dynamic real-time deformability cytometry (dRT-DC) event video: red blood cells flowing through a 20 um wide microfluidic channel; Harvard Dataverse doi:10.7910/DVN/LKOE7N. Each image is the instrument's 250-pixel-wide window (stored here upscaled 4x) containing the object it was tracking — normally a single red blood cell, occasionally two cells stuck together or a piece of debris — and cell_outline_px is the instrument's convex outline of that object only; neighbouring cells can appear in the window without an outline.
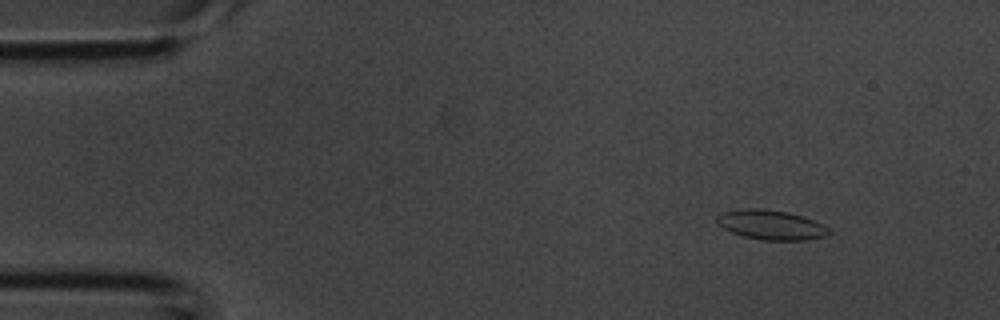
{"species": "common noctule bat (a hibernating species)", "species_latin": "Nyctalus noctula", "temperature_condition": "room temperature", "stored_images_in_passage": 5, "camera_frame_rate_fps": 3000, "um_per_image_px": 0.085, "animal": {"sex": "male", "body_mass_g": 20.1, "forearm_length_mm": 53.5}, "frame": {"image": 1, "passage_image": 2, "time_ms": 0.333, "image_size_px": [1000, 320], "cell_outline_px": [[832, 232], [824, 236], [808, 240], [764, 240], [744, 236], [732, 232], [716, 224], [716, 216], [724, 212], [744, 208], [756, 208], [788, 212], [824, 224]], "centroid_in_image_um": [65.53, 19.12], "position_along_channel_um": 19.5, "area_um2": 19.19}}
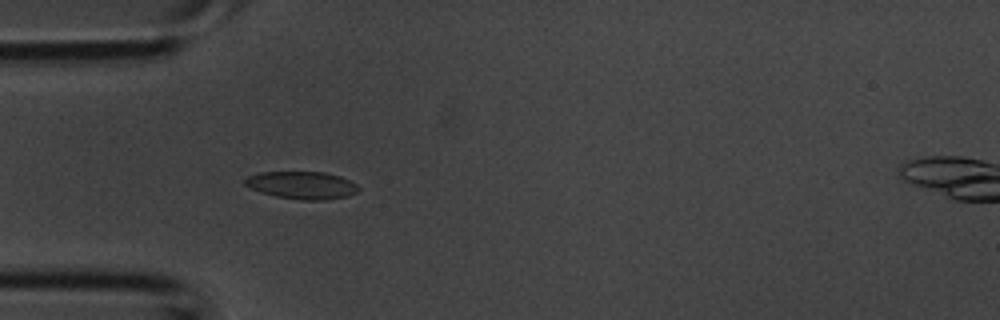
{"frame": {"image": 2, "passage_image": 4, "time_ms": 1.0, "image_size_px": [1000, 320], "cell_outline_px": [[360, 188], [356, 192], [348, 196], [324, 200], [300, 200], [276, 196], [260, 192], [244, 184], [244, 180], [248, 176], [260, 172], [324, 172], [340, 176], [356, 184]], "centroid_in_image_um": [25.66, 15.74], "position_along_channel_um": 59.3, "area_um2": 18.15}}